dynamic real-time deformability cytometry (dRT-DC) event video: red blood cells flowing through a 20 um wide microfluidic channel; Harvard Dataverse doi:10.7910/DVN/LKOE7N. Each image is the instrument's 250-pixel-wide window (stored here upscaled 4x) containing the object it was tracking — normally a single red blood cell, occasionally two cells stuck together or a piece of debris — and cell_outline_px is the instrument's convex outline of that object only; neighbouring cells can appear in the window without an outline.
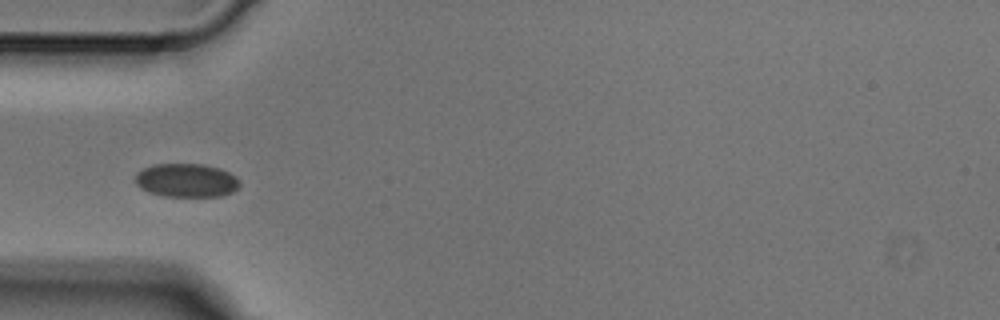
{"species": "Egyptian fruit bat (a non-hibernating species)", "species_latin": "Rousettus aegyptiacus", "temperature_condition": "cold", "stored_images_in_passage": 6, "camera_frame_rate_fps": 3000, "um_per_image_px": 0.085, "animal": {"sex": "male"}, "frame": {"image": 1, "passage_image": 5, "time_ms": 1.333, "image_size_px": [1000, 320], "cell_outline_px": [[240, 184], [232, 192], [224, 196], [164, 196], [148, 192], [140, 188], [136, 184], [136, 172], [152, 164], [204, 164], [220, 168], [236, 176], [240, 180]], "centroid_in_image_um": [15.85, 15.32], "position_along_channel_um": 69.2, "area_um2": 20.58}}
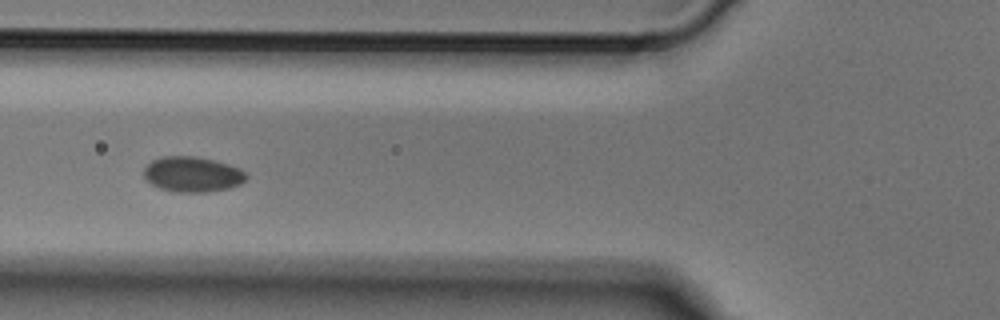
{"frame": {"image": 2, "passage_image": 6, "time_ms": 1.667, "image_size_px": [1000, 320], "cell_outline_px": [[248, 176], [240, 184], [228, 188], [208, 192], [172, 192], [160, 188], [152, 184], [144, 176], [144, 168], [152, 160], [160, 156], [196, 156], [228, 164], [240, 168], [248, 172]], "centroid_in_image_um": [16.37, 14.81], "position_along_channel_um": 109.4, "area_um2": 21.15}}